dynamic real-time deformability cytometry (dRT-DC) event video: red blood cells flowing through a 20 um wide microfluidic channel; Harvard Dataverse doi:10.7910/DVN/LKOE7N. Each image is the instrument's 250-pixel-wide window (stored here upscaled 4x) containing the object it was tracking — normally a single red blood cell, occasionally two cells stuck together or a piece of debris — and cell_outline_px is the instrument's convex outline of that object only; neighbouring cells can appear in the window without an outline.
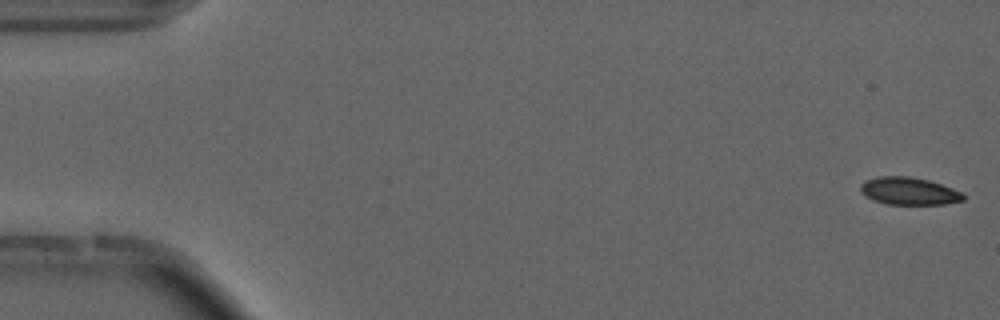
{"species": "common noctule bat (a hibernating species)", "species_latin": "Nyctalus noctula", "temperature_condition": "cold", "stored_images_in_passage": 14, "camera_frame_rate_fps": 3000, "um_per_image_px": 0.085, "animal": {"sex": "male", "forearm_length_mm": 52.5}, "frame": {"image": 1, "passage_image": 1, "time_ms": 0.0, "image_size_px": [1000, 320], "cell_outline_px": [[964, 200], [944, 204], [888, 204], [872, 200], [864, 196], [860, 192], [860, 184], [876, 176], [908, 176], [928, 180], [952, 188], [960, 192], [964, 196]], "centroid_in_image_um": [77.21, 16.24], "position_along_channel_um": 7.8, "area_um2": 16.42}}
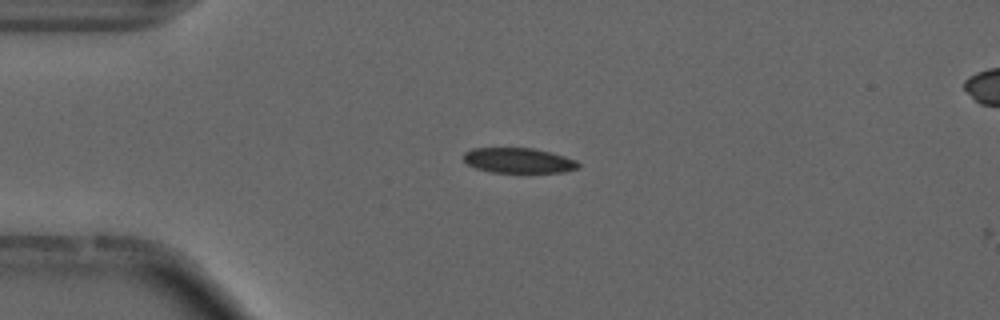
{"frame": {"image": 2, "passage_image": 13, "time_ms": 4.0, "image_size_px": [1000, 320], "cell_outline_px": [[580, 168], [564, 172], [492, 172], [476, 168], [468, 164], [464, 160], [464, 152], [472, 148], [532, 148], [564, 156], [576, 160], [580, 164]], "centroid_in_image_um": [44.08, 13.64], "position_along_channel_um": 40.9, "area_um2": 16.7}}